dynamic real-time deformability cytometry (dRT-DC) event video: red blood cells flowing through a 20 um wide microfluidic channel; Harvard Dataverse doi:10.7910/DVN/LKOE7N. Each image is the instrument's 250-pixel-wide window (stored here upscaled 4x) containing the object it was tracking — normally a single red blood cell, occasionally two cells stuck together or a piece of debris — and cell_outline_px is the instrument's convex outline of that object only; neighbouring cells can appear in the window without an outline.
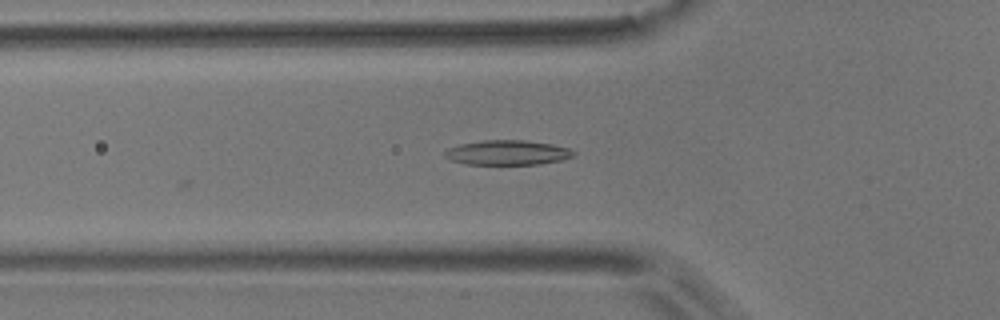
{"species": "common noctule bat (a hibernating species)", "species_latin": "Nyctalus noctula", "temperature_condition": "room temperature", "stored_images_in_passage": 7, "camera_frame_rate_fps": 3000, "um_per_image_px": 0.085, "animal": {"sex": "male", "body_mass_g": 17.9}, "frame": {"image": 1, "passage_image": 5, "time_ms": 1.333, "image_size_px": [1000, 320], "cell_outline_px": [[576, 156], [560, 160], [540, 164], [464, 164], [448, 160], [444, 156], [444, 152], [448, 148], [460, 144], [484, 140], [524, 140], [552, 144], [568, 148], [576, 152]], "centroid_in_image_um": [43.12, 12.97], "position_along_channel_um": 82.7, "area_um2": 18.67}}